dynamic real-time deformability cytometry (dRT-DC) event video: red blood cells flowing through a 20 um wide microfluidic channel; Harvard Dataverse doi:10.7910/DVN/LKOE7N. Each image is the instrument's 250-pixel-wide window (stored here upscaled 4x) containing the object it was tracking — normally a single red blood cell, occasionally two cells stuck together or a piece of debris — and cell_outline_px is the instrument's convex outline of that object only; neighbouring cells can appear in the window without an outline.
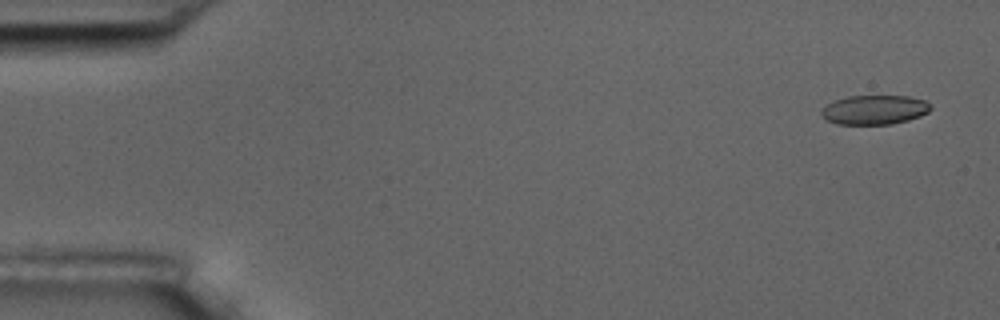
{"species": "common noctule bat (a hibernating species)", "species_latin": "Nyctalus noctula", "temperature_condition": "room temperature", "stored_images_in_passage": 6, "camera_frame_rate_fps": 3000, "um_per_image_px": 0.085, "animal": {"sex": "male", "body_mass_g": 17.5, "forearm_length_mm": 52.3}, "frame": {"image": 1, "passage_image": 1, "time_ms": 0.0, "image_size_px": [1000, 320], "cell_outline_px": [[932, 108], [928, 112], [920, 116], [908, 120], [892, 124], [836, 124], [824, 120], [820, 112], [828, 104], [836, 100], [848, 96], [908, 96], [924, 100], [932, 104]], "centroid_in_image_um": [74.35, 9.34], "position_along_channel_um": 10.7, "area_um2": 18.73}}